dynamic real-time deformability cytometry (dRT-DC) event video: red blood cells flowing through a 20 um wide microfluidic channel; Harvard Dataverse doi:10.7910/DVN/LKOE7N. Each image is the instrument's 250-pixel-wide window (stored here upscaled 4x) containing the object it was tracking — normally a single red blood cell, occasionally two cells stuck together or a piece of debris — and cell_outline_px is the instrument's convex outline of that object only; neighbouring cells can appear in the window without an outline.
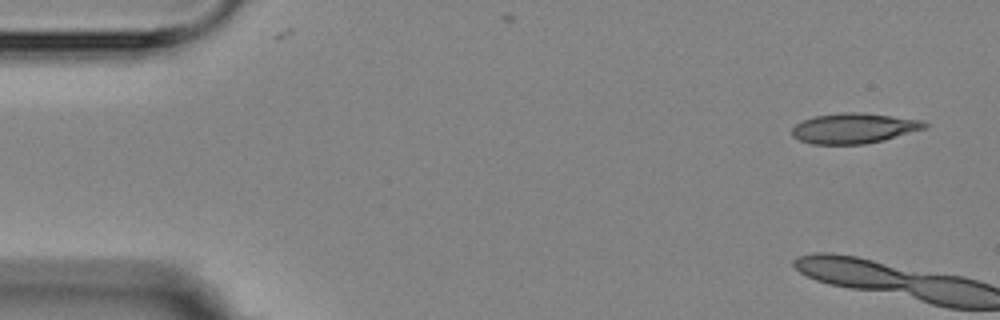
{"species": "Egyptian fruit bat (a non-hibernating species)", "species_latin": "Rousettus aegyptiacus", "temperature_condition": "room temperature", "stored_images_in_passage": 7, "camera_frame_rate_fps": 3000, "um_per_image_px": 0.085, "animal": {"sex": "female"}, "frame": {"image": 1, "passage_image": 1, "time_ms": 0.0, "image_size_px": [1000, 320], "cell_outline_px": [[928, 128], [884, 140], [864, 144], [812, 144], [800, 140], [792, 136], [792, 128], [796, 124], [804, 120], [816, 116], [840, 112], [864, 112], [920, 120], [928, 124]], "centroid_in_image_um": [72.6, 10.9], "position_along_channel_um": 12.4, "area_um2": 23.41}}
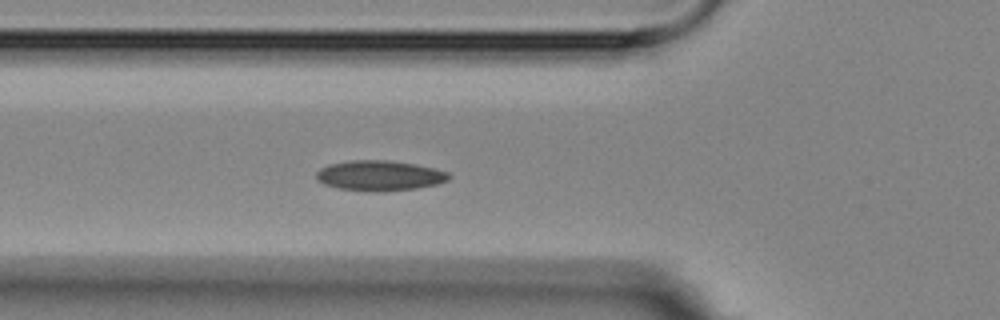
{"frame": {"image": 2, "passage_image": 7, "time_ms": 7.0, "image_size_px": [1000, 320], "cell_outline_px": [[452, 176], [448, 180], [436, 184], [416, 188], [380, 192], [368, 192], [340, 188], [324, 184], [316, 180], [316, 172], [320, 168], [328, 164], [352, 160], [388, 160], [416, 164], [448, 172]], "centroid_in_image_um": [32.24, 14.93], "position_along_channel_um": 93.6, "area_um2": 23.47}}